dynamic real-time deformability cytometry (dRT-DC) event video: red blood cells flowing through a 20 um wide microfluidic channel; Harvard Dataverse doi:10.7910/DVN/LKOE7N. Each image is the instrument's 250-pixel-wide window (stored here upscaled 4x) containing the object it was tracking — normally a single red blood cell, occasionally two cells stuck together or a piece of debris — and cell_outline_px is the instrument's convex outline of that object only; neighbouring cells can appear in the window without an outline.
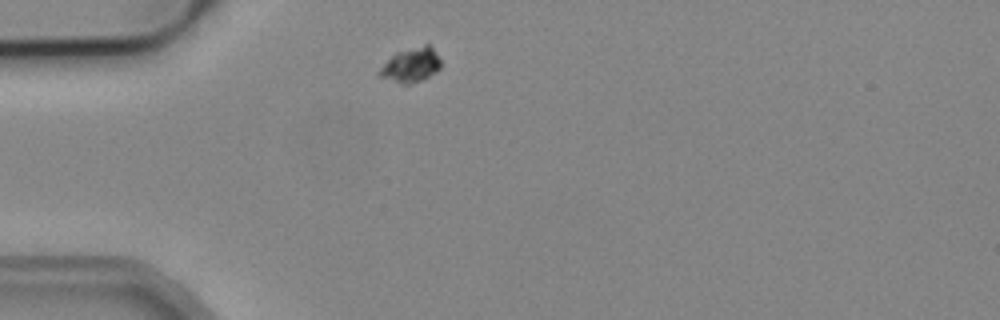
{"species": "common noctule bat (a hibernating species)", "species_latin": "Nyctalus noctula", "temperature_condition": "cold", "stored_images_in_passage": 1, "camera_frame_rate_fps": 3000, "um_per_image_px": 0.085, "animal": {"sex": "male", "body_mass_g": 19.2, "forearm_length_mm": 51.8}, "frame": {"image": 1, "passage_image": 1, "time_ms": 0.0, "image_size_px": [1000, 320], "cell_outline_px": [[440, 68], [436, 72], [412, 84], [404, 84], [376, 76], [376, 72], [396, 52], [424, 44], [428, 44], [432, 48], [440, 60]], "centroid_in_image_um": [34.9, 5.54], "position_along_channel_um": 50.1, "area_um2": 12.2}}